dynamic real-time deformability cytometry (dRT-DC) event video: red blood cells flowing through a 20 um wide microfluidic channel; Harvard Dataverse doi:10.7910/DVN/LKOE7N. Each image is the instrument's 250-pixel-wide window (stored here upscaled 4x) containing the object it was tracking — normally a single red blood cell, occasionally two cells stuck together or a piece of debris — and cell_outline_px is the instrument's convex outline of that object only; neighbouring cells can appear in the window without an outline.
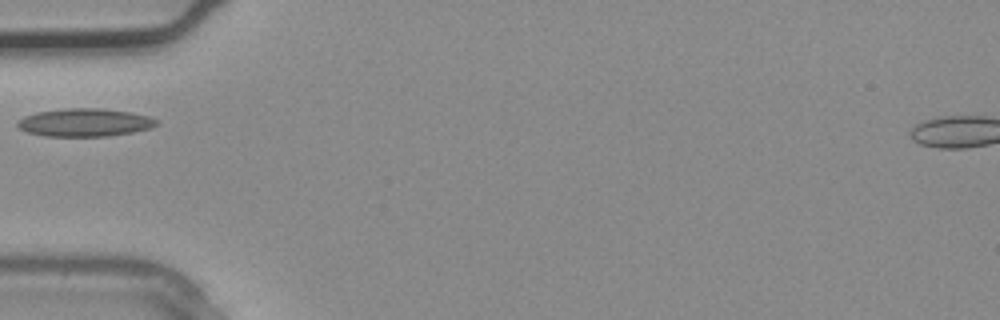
{"species": "common noctule bat (a hibernating species)", "species_latin": "Nyctalus noctula", "temperature_condition": "warm", "stored_images_in_passage": 1, "camera_frame_rate_fps": 3000, "um_per_image_px": 0.085, "animal": {"sex": "male", "body_mass_g": 20.4}, "frame": {"image": 1, "passage_image": 1, "time_ms": 0.0, "image_size_px": [1000, 320], "cell_outline_px": [[156, 124], [152, 128], [132, 132], [108, 136], [44, 136], [28, 132], [20, 128], [16, 124], [16, 120], [24, 116], [36, 112], [68, 108], [100, 108], [128, 112], [148, 116], [156, 120]], "centroid_in_image_um": [7.16, 10.41], "position_along_channel_um": 77.8, "area_um2": 22.54}}